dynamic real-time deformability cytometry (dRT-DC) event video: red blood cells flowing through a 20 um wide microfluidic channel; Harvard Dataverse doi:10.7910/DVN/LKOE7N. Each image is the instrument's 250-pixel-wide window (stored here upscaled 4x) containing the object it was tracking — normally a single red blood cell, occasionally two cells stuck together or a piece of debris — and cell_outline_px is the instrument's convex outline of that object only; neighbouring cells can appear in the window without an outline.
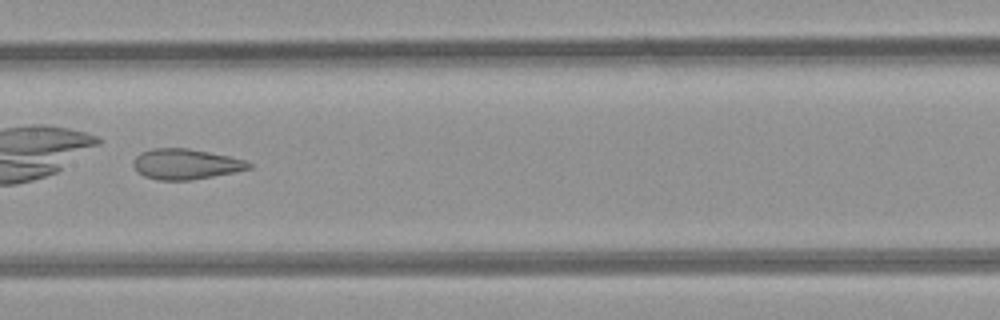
{"species": "common noctule bat (a hibernating species)", "species_latin": "Nyctalus noctula", "temperature_condition": "room temperature", "stored_images_in_passage": 43, "camera_frame_rate_fps": 3000, "um_per_image_px": 0.085, "animal": {"sex": "female", "body_mass_g": 21.9}, "frame": {"image": 1, "passage_image": 19, "time_ms": 6.0, "image_size_px": [1000, 320], "cell_outline_px": [[252, 168], [192, 180], [160, 180], [144, 176], [136, 172], [132, 168], [132, 160], [140, 152], [152, 148], [188, 148], [228, 156], [244, 160], [252, 164]], "centroid_in_image_um": [15.71, 13.94], "position_along_channel_um": 191.7, "area_um2": 20.52}}
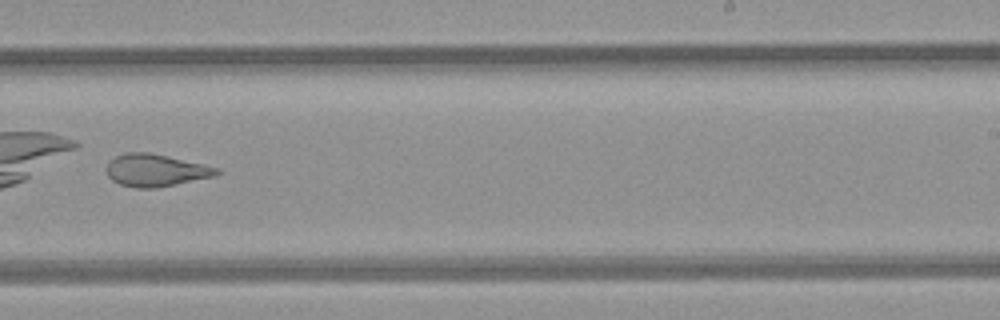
{"frame": {"image": 2, "passage_image": 25, "time_ms": 8.0, "image_size_px": [1000, 320], "cell_outline_px": [[220, 172], [216, 176], [156, 188], [136, 188], [120, 184], [112, 180], [108, 176], [108, 164], [116, 156], [124, 152], [148, 152], [204, 164], [220, 168]], "centroid_in_image_um": [13.26, 14.48], "position_along_channel_um": 275.7, "area_um2": 20.63}}